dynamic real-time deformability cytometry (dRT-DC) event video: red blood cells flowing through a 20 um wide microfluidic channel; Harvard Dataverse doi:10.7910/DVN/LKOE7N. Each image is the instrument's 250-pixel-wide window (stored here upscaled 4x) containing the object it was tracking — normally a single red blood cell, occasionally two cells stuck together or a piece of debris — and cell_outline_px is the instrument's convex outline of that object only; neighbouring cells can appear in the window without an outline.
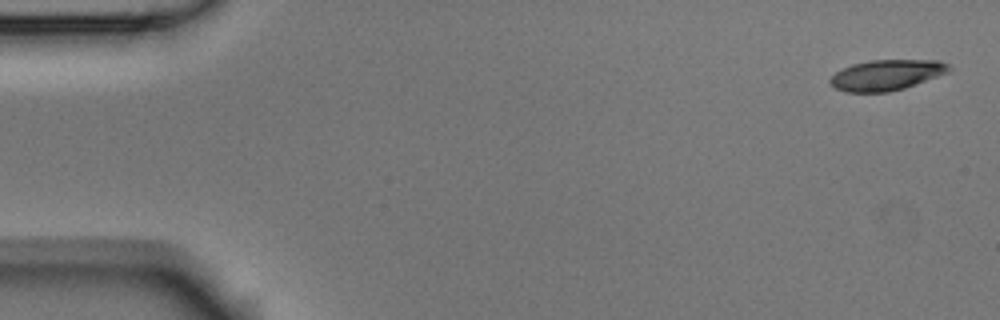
{"species": "Egyptian fruit bat (a non-hibernating species)", "species_latin": "Rousettus aegyptiacus", "temperature_condition": "room temperature", "stored_images_in_passage": 4, "camera_frame_rate_fps": 3000, "um_per_image_px": 0.085, "animal": {"sex": "male"}, "frame": {"image": 1, "passage_image": 1, "time_ms": 0.0, "image_size_px": [1000, 320], "cell_outline_px": [[952, 68], [948, 72], [904, 88], [888, 92], [844, 92], [836, 88], [828, 80], [836, 72], [852, 64], [868, 60], [940, 60], [948, 64]], "centroid_in_image_um": [75.35, 6.37], "position_along_channel_um": 9.7, "area_um2": 21.04}}